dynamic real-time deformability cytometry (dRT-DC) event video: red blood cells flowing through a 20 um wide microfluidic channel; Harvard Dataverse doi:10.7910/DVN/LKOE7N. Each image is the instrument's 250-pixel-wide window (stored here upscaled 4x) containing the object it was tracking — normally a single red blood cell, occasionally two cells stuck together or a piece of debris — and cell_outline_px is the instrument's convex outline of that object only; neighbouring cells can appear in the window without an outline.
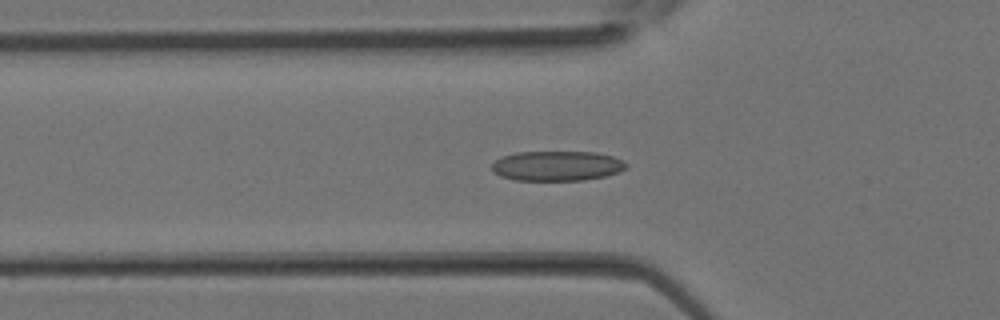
{"species": "Egyptian fruit bat (a non-hibernating species)", "species_latin": "Rousettus aegyptiacus", "temperature_condition": "room temperature", "stored_images_in_passage": 37, "segment_of_instrument_passage": [1, 2], "camera_frame_rate_fps": 3000, "um_per_image_px": 0.085, "animal": {"sex": "female"}, "frame": {"image": 1, "passage_image": 12, "time_ms": 3.667, "image_size_px": [1000, 320], "cell_outline_px": [[628, 164], [624, 168], [616, 172], [604, 176], [584, 180], [516, 180], [500, 176], [492, 172], [492, 164], [500, 156], [516, 152], [596, 152], [612, 156]], "centroid_in_image_um": [47.28, 14.09], "position_along_channel_um": 78.5, "area_um2": 23.29}}
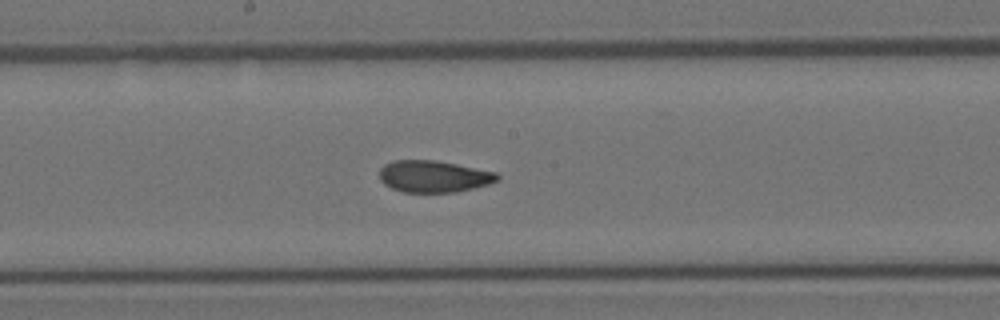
{"frame": {"image": 2, "passage_image": 19, "time_ms": 6.0, "image_size_px": [1000, 320], "cell_outline_px": [[500, 180], [488, 184], [456, 192], [404, 192], [392, 188], [384, 184], [380, 180], [380, 168], [384, 164], [392, 160], [436, 160], [496, 172], [500, 176]], "centroid_in_image_um": [36.86, 14.99], "position_along_channel_um": 211.3, "area_um2": 21.85}}
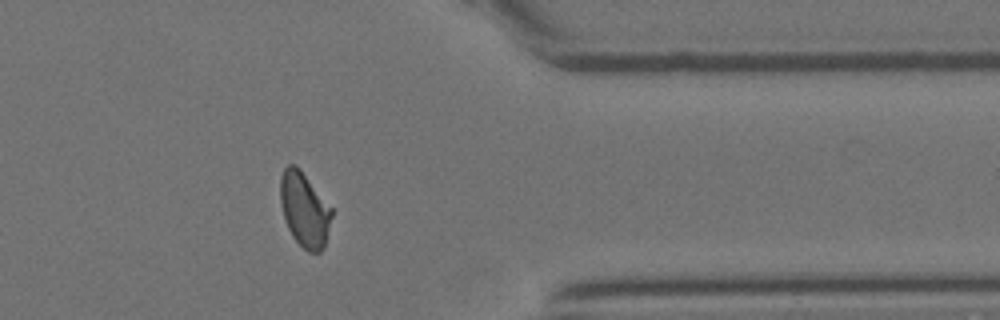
{"frame": {"image": 3, "passage_image": 29, "time_ms": 9.333, "image_size_px": [1000, 320], "cell_outline_px": [[332, 216], [324, 248], [320, 252], [308, 252], [292, 236], [288, 228], [284, 216], [280, 200], [280, 176], [284, 168], [288, 164], [296, 164], [300, 168], [332, 208]], "centroid_in_image_um": [25.88, 17.79], "position_along_channel_um": 385.5, "area_um2": 22.31}}